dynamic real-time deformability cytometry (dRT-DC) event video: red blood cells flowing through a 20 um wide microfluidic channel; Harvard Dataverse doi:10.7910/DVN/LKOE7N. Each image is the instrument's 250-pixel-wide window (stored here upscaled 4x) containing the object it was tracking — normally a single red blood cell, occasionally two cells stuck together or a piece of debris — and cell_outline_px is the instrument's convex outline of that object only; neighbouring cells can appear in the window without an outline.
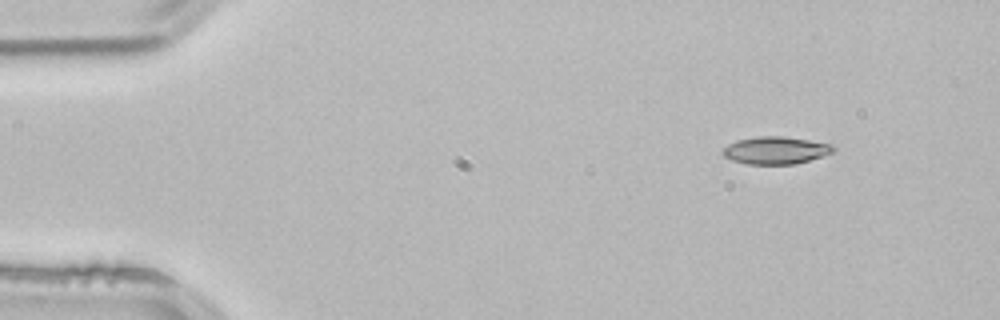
{"species": "common noctule bat (a hibernating species)", "species_latin": "Nyctalus noctula", "temperature_condition": "room temperature", "stored_images_in_passage": 4, "camera_frame_rate_fps": 3000, "um_per_image_px": 0.085, "animal": {"sex": "male", "body_mass_g": 21.5, "forearm_length_mm": 52.0}, "frame": {"image": 1, "passage_image": 1, "time_ms": 0.0, "image_size_px": [1000, 320], "cell_outline_px": [[836, 152], [824, 156], [796, 164], [748, 164], [732, 160], [724, 156], [720, 152], [728, 144], [736, 140], [756, 136], [780, 136], [836, 144]], "centroid_in_image_um": [65.98, 12.77], "position_along_channel_um": 19.0, "area_um2": 17.98}}
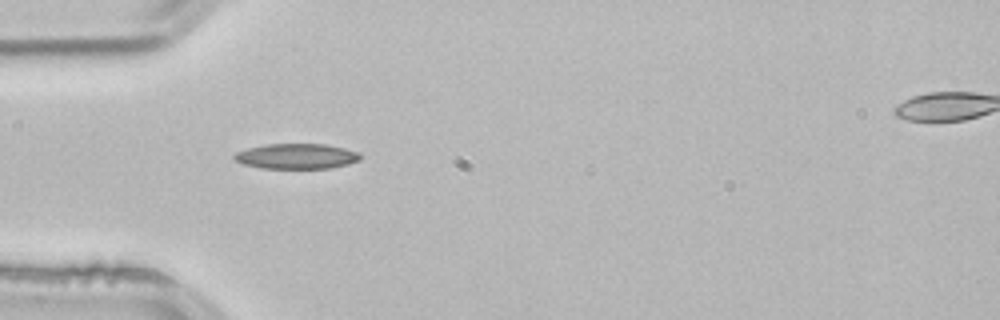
{"frame": {"image": 2, "passage_image": 3, "time_ms": 0.667, "image_size_px": [1000, 320], "cell_outline_px": [[360, 160], [348, 164], [328, 168], [260, 168], [244, 164], [236, 160], [232, 156], [236, 152], [248, 148], [264, 144], [324, 144], [344, 148], [360, 152]], "centroid_in_image_um": [25.2, 13.27], "position_along_channel_um": 59.8, "area_um2": 18.5}}